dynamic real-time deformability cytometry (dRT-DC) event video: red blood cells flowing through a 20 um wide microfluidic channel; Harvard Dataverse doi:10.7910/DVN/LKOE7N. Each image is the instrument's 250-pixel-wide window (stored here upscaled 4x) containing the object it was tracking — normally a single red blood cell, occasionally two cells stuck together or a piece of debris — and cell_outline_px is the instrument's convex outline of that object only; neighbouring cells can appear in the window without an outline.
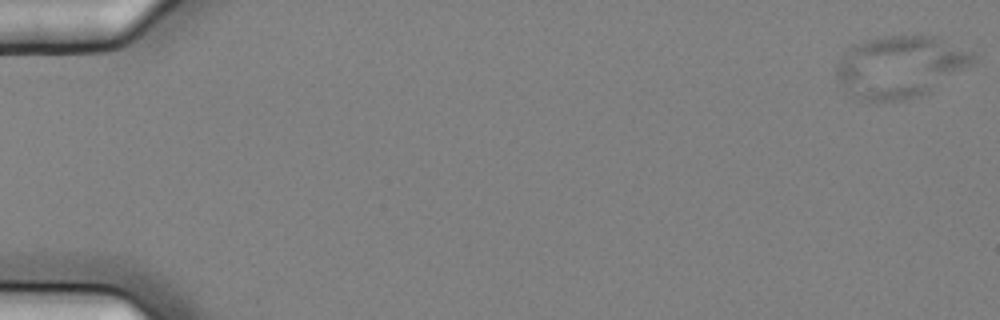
{"species": "common noctule bat (a hibernating species)", "species_latin": "Nyctalus noctula", "temperature_condition": "cold", "stored_images_in_passage": 6, "camera_frame_rate_fps": 3000, "um_per_image_px": 0.085, "animal": {"sex": "female", "body_mass_g": 25.1}, "frame": {"image": 1, "passage_image": 1, "time_ms": 0.0, "image_size_px": [1000, 320], "cell_outline_px": [[976, 56], [972, 64], [924, 96], [904, 100], [860, 100], [852, 96], [840, 84], [836, 76], [836, 64], [856, 44], [868, 40], [884, 36], [940, 36], [972, 52]], "centroid_in_image_um": [76.55, 5.68], "position_along_channel_um": 8.4, "area_um2": 49.07}}
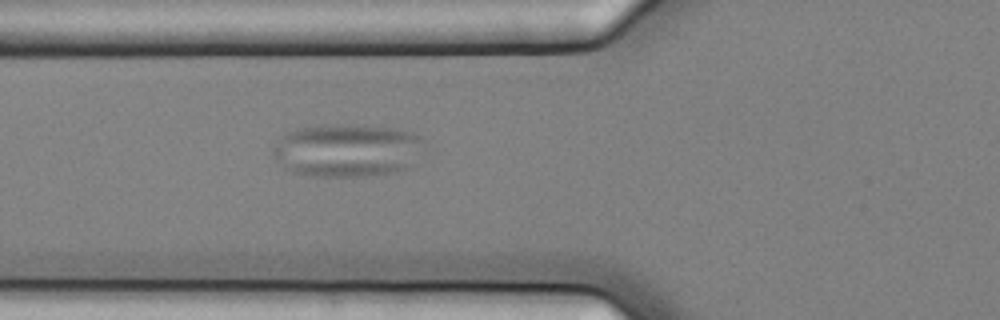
{"frame": {"image": 2, "passage_image": 6, "time_ms": 1.667, "image_size_px": [1000, 320], "cell_outline_px": [[420, 136], [408, 168], [396, 172], [360, 176], [312, 176], [292, 172], [284, 168], [272, 152], [272, 148], [280, 136], [284, 132], [296, 128], [324, 124], [352, 124], [396, 128], [412, 132]], "centroid_in_image_um": [29.35, 12.75], "position_along_channel_um": 96.4, "area_um2": 46.3}}